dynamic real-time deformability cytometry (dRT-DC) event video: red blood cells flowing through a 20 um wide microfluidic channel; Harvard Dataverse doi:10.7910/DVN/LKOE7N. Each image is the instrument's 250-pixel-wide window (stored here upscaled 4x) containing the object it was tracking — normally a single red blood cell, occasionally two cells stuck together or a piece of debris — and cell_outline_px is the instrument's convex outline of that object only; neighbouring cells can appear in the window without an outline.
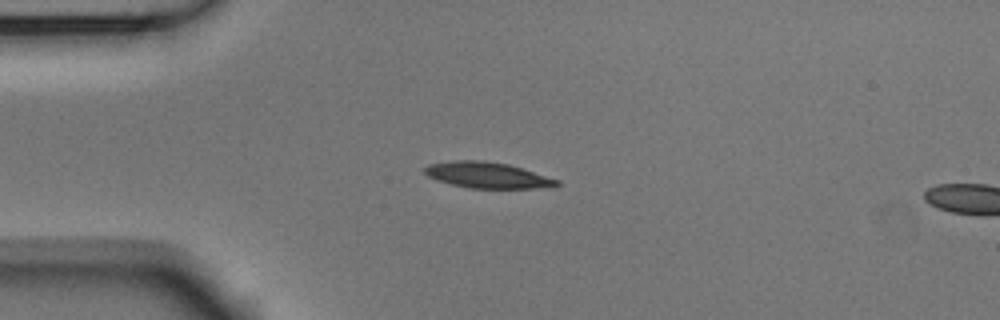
{"species": "Egyptian fruit bat (a non-hibernating species)", "species_latin": "Rousettus aegyptiacus", "temperature_condition": "room temperature", "stored_images_in_passage": 4, "camera_frame_rate_fps": 3000, "um_per_image_px": 0.085, "animal": {"sex": "male"}, "frame": {"image": 1, "passage_image": 1, "time_ms": 0.0, "image_size_px": [1000, 320], "cell_outline_px": [[560, 184], [532, 188], [468, 188], [436, 180], [428, 176], [424, 172], [424, 168], [428, 164], [452, 160], [484, 160], [508, 164], [560, 180]], "centroid_in_image_um": [41.36, 14.87], "position_along_channel_um": 43.6, "area_um2": 19.83}}